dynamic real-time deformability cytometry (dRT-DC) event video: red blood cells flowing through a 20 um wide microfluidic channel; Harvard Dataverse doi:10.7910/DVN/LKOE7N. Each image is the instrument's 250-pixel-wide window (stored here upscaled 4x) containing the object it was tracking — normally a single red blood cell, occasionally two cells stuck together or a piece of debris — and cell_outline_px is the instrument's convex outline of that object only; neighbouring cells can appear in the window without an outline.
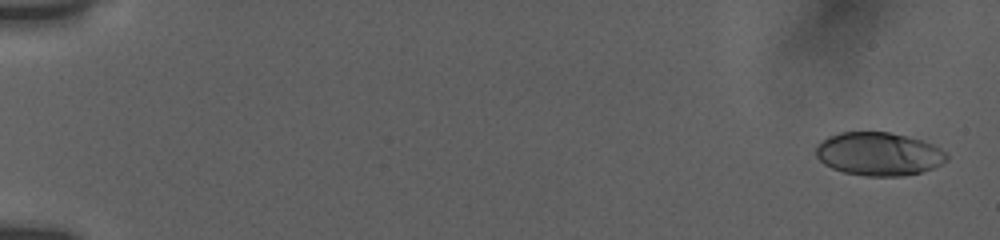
{"species": "human", "species_latin": "Homo sapiens", "temperature_condition": "room temperature", "stored_images_in_passage": 15, "camera_frame_rate_fps": 3000, "um_per_image_px": 0.085, "donor": {"sex": "female"}, "frame": {"image": 1, "passage_image": 1, "time_ms": 0.0, "image_size_px": [1000, 240], "cell_outline_px": [[948, 160], [932, 168], [920, 172], [904, 176], [864, 176], [844, 172], [832, 168], [824, 164], [816, 156], [816, 144], [828, 136], [840, 132], [888, 132], [924, 140], [948, 152]], "centroid_in_image_um": [74.7, 13.08], "position_along_channel_um": 10.3, "area_um2": 33.18}}
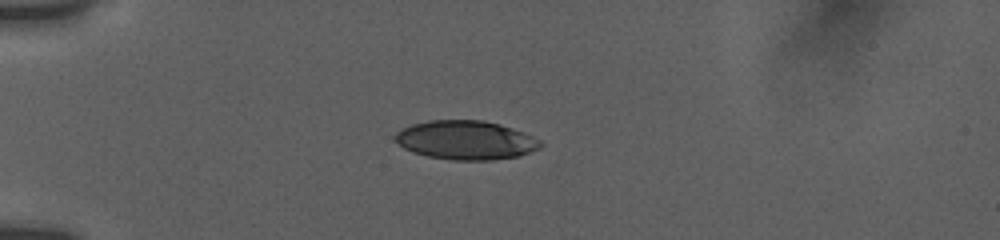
{"frame": {"image": 2, "passage_image": 11, "time_ms": 4.667, "image_size_px": [1000, 240], "cell_outline_px": [[544, 144], [540, 148], [520, 156], [492, 160], [452, 160], [428, 156], [412, 152], [404, 148], [392, 136], [400, 128], [412, 124], [428, 120], [484, 120], [500, 124], [524, 132], [540, 140]], "centroid_in_image_um": [39.59, 11.9], "position_along_channel_um": 45.4, "area_um2": 33.23}}
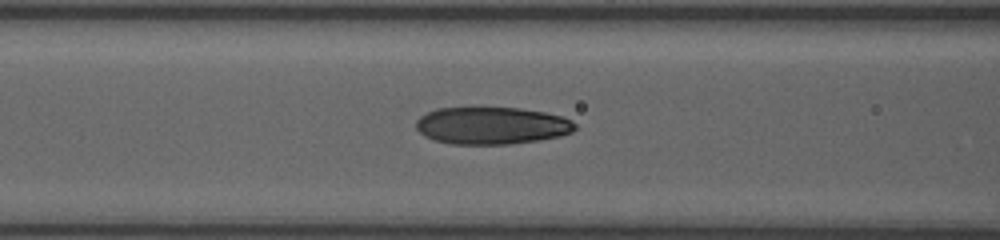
{"frame": {"image": 3, "passage_image": 15, "time_ms": 7.667, "image_size_px": [1000, 240], "cell_outline_px": [[576, 128], [572, 132], [560, 136], [540, 140], [508, 144], [452, 144], [436, 140], [424, 136], [416, 128], [416, 120], [420, 116], [436, 108], [520, 108], [544, 112], [560, 116], [572, 120], [576, 124]], "centroid_in_image_um": [41.8, 10.68], "position_along_channel_um": 124.8, "area_um2": 34.51}}